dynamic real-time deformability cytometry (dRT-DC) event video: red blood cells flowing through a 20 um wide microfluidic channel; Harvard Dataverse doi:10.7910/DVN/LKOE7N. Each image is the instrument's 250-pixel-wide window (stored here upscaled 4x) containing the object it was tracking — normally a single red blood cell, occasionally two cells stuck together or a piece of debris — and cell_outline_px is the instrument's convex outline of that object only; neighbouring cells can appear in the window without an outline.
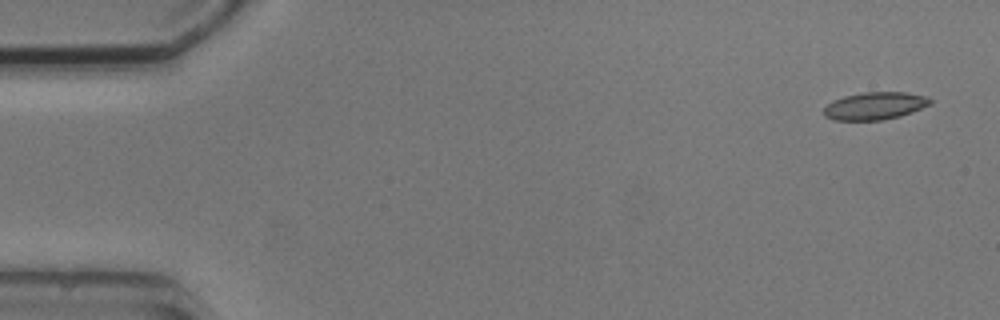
{"species": "common noctule bat (a hibernating species)", "species_latin": "Nyctalus noctula", "temperature_condition": "cold", "stored_images_in_passage": 4, "camera_frame_rate_fps": 3000, "um_per_image_px": 0.085, "animal": {"sex": "male", "body_mass_g": 20.5, "forearm_length_mm": 52.5}, "frame": {"image": 1, "passage_image": 1, "time_ms": 0.0, "image_size_px": [1000, 320], "cell_outline_px": [[932, 104], [912, 112], [900, 116], [880, 120], [832, 120], [824, 116], [824, 108], [832, 100], [844, 96], [864, 92], [904, 92], [928, 96], [932, 100]], "centroid_in_image_um": [74.38, 8.99], "position_along_channel_um": 10.6, "area_um2": 17.17}}
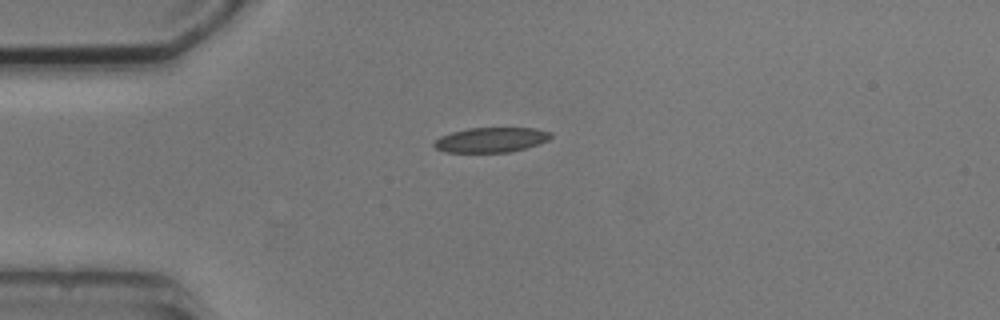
{"frame": {"image": 2, "passage_image": 4, "time_ms": 3.667, "image_size_px": [1000, 320], "cell_outline_px": [[552, 136], [548, 140], [524, 148], [508, 152], [444, 152], [436, 148], [432, 144], [440, 136], [452, 132], [468, 128], [536, 128], [552, 132]], "centroid_in_image_um": [41.73, 11.88], "position_along_channel_um": 43.3, "area_um2": 16.82}}